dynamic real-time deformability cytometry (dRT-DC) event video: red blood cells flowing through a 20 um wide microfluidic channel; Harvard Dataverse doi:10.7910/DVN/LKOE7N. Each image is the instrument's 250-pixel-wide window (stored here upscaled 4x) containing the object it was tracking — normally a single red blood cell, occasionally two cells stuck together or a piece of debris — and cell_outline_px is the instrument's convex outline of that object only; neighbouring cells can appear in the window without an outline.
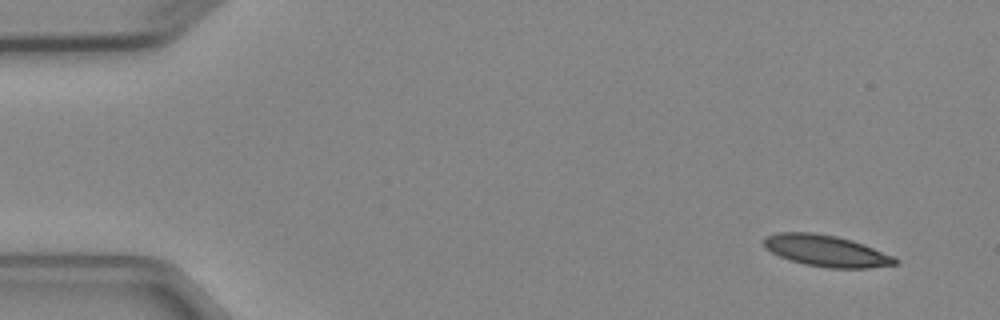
{"species": "Egyptian fruit bat (a non-hibernating species)", "species_latin": "Rousettus aegyptiacus", "temperature_condition": "cold", "stored_images_in_passage": 5, "camera_frame_rate_fps": 3000, "um_per_image_px": 0.085, "animal": {"sex": "female"}, "frame": {"image": 1, "passage_image": 1, "time_ms": 0.0, "image_size_px": [1000, 320], "cell_outline_px": [[900, 264], [868, 268], [828, 268], [804, 264], [780, 256], [764, 248], [764, 236], [780, 232], [812, 232], [836, 236], [852, 240], [864, 244], [892, 256], [900, 260]], "centroid_in_image_um": [70.24, 21.32], "position_along_channel_um": 14.8, "area_um2": 24.04}}